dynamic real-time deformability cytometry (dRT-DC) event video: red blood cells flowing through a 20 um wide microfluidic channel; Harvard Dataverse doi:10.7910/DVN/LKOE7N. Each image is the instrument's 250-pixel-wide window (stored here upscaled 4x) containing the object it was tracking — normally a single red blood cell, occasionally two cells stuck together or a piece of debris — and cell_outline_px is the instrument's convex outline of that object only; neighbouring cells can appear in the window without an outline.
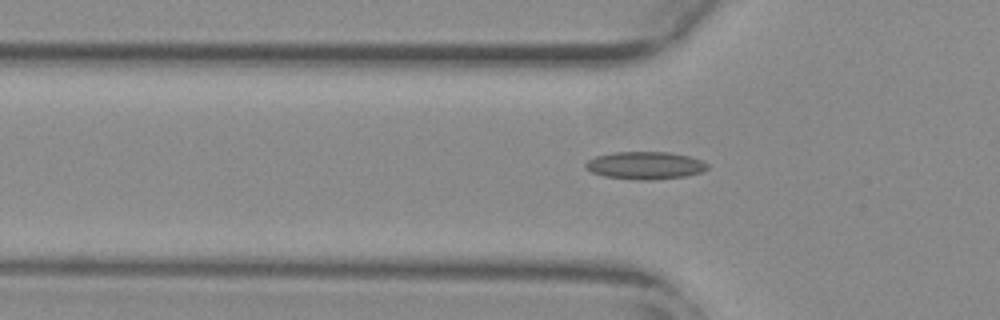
{"species": "common noctule bat (a hibernating species)", "species_latin": "Nyctalus noctula", "temperature_condition": "warm", "stored_images_in_passage": 36, "camera_frame_rate_fps": 3000, "um_per_image_px": 0.085, "animal": {"sex": "female", "body_mass_g": 29.2, "forearm_length_mm": 56.3}, "frame": {"image": 1, "passage_image": 2, "time_ms": 0.333, "image_size_px": [1000, 320], "cell_outline_px": [[708, 168], [700, 172], [684, 176], [652, 180], [644, 180], [604, 176], [592, 172], [584, 164], [588, 160], [596, 156], [612, 152], [668, 152], [688, 156], [700, 160], [708, 164]], "centroid_in_image_um": [54.83, 14.05], "position_along_channel_um": 71.0, "area_um2": 19.31}}
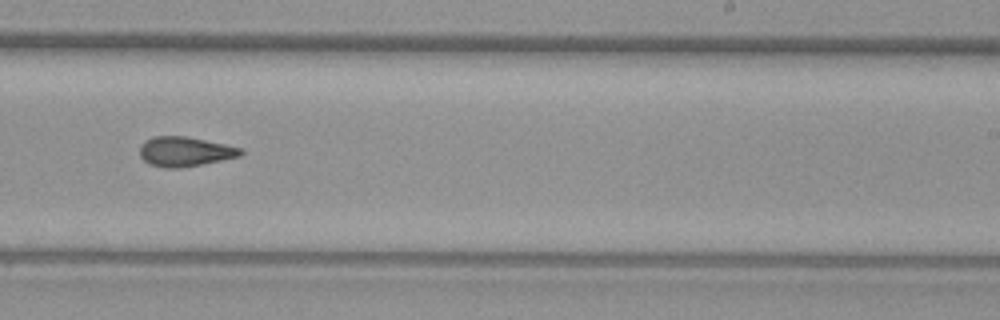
{"frame": {"image": 2, "passage_image": 18, "time_ms": 5.667, "image_size_px": [1000, 320], "cell_outline_px": [[244, 152], [240, 156], [180, 168], [164, 168], [148, 164], [140, 156], [140, 144], [144, 140], [152, 136], [184, 136], [224, 144], [240, 148]], "centroid_in_image_um": [15.65, 12.88], "position_along_channel_um": 273.3, "area_um2": 17.34}}
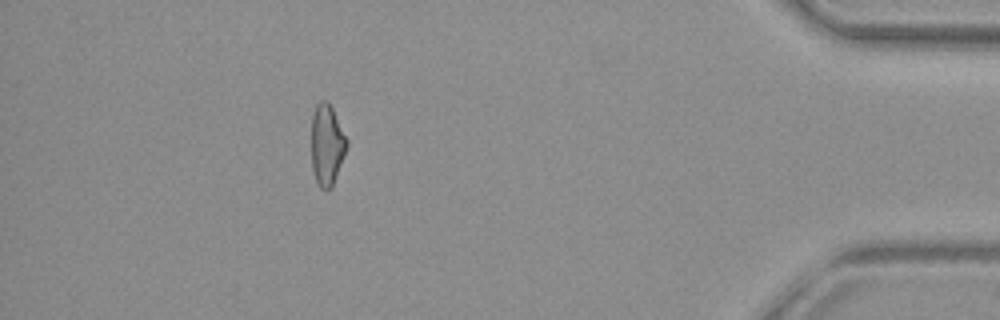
{"frame": {"image": 3, "passage_image": 33, "time_ms": 10.667, "image_size_px": [1000, 320], "cell_outline_px": [[348, 144], [344, 156], [332, 188], [320, 188], [316, 180], [312, 168], [312, 116], [316, 104], [320, 100], [328, 100], [348, 140]], "centroid_in_image_um": [27.79, 12.29], "position_along_channel_um": 407.4, "area_um2": 16.65}}